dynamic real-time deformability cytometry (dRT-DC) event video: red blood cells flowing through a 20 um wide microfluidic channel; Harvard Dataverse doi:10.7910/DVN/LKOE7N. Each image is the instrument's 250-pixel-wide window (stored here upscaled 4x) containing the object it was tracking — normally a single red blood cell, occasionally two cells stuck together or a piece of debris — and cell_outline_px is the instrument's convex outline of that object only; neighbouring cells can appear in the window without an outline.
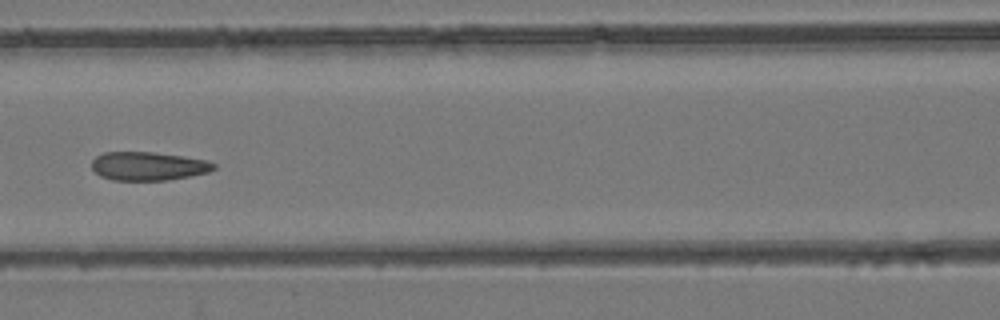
{"species": "common noctule bat (a hibernating species)", "species_latin": "Nyctalus noctula", "temperature_condition": "room temperature", "stored_images_in_passage": 6, "camera_frame_rate_fps": 3000, "um_per_image_px": 0.085, "animal": {"sex": "female", "body_mass_g": 24.6, "forearm_length_mm": 56.2}, "frame": {"image": 1, "passage_image": 6, "time_ms": 7.333, "image_size_px": [1000, 320], "cell_outline_px": [[216, 168], [208, 172], [168, 180], [112, 180], [100, 176], [92, 168], [92, 160], [96, 156], [104, 152], [152, 152], [208, 160], [216, 164]], "centroid_in_image_um": [12.59, 14.12], "position_along_channel_um": 154.0, "area_um2": 20.23}}